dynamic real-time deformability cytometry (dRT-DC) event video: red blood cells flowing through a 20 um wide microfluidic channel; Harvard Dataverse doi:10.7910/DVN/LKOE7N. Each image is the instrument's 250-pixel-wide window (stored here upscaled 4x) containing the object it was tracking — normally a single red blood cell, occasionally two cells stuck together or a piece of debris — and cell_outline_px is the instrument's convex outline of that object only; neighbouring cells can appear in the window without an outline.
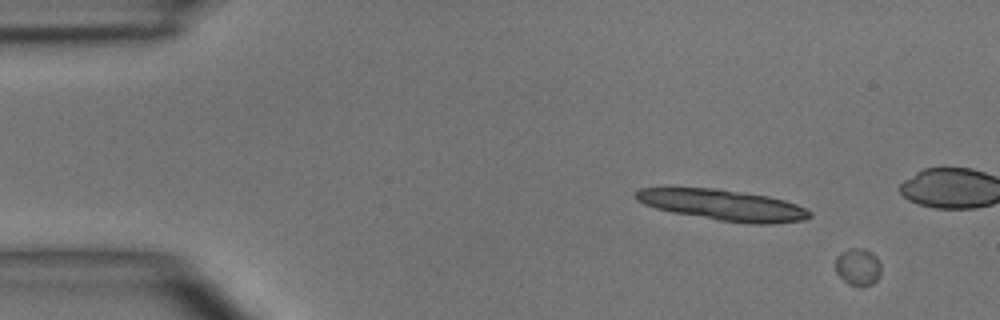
{"species": "common noctule bat (a hibernating species)", "species_latin": "Nyctalus noctula", "temperature_condition": "room temperature", "stored_images_in_passage": 6, "camera_frame_rate_fps": 3000, "um_per_image_px": 0.085, "animal": {"sex": "male", "body_mass_g": 15.6}, "frame": {"image": 1, "passage_image": 2, "time_ms": 1.0, "image_size_px": [1000, 320], "cell_outline_px": [[880, 276], [872, 284], [860, 288], [848, 284], [836, 272], [836, 256], [840, 252], [848, 248], [864, 248], [872, 252], [876, 256], [880, 264]], "centroid_in_image_um": [72.93, 22.69], "position_along_channel_um": 12.1, "area_um2": 10.12}}